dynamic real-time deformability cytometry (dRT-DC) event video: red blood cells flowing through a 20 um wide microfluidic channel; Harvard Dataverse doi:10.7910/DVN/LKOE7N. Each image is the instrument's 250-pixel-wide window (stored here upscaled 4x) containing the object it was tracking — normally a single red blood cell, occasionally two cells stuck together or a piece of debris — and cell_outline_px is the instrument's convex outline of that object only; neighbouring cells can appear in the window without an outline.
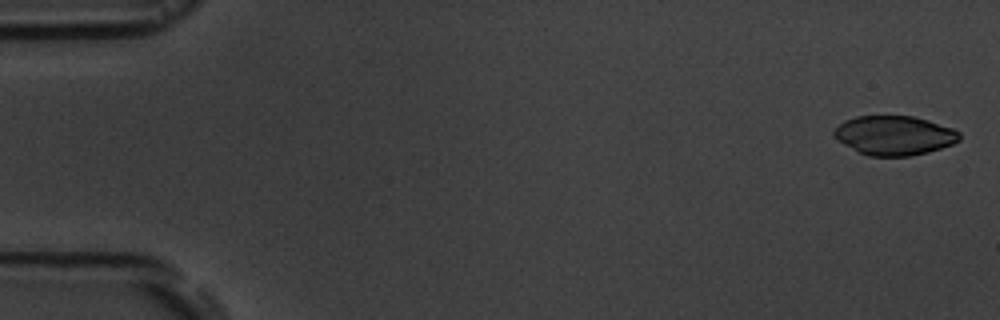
{"species": "common noctule bat (a hibernating species)", "species_latin": "Nyctalus noctula", "temperature_condition": "room temperature", "stored_images_in_passage": 5, "camera_frame_rate_fps": 3000, "um_per_image_px": 0.085, "animal": {"sex": "male", "body_mass_g": 19.5, "forearm_length_mm": 54.6}, "frame": {"image": 1, "passage_image": 1, "time_ms": 0.0, "image_size_px": [1000, 320], "cell_outline_px": [[960, 140], [952, 144], [928, 152], [908, 156], [868, 156], [844, 144], [832, 136], [832, 132], [844, 120], [856, 116], [912, 116], [928, 120], [952, 128], [960, 132]], "centroid_in_image_um": [76.01, 11.51], "position_along_channel_um": 9.0, "area_um2": 28.61}}